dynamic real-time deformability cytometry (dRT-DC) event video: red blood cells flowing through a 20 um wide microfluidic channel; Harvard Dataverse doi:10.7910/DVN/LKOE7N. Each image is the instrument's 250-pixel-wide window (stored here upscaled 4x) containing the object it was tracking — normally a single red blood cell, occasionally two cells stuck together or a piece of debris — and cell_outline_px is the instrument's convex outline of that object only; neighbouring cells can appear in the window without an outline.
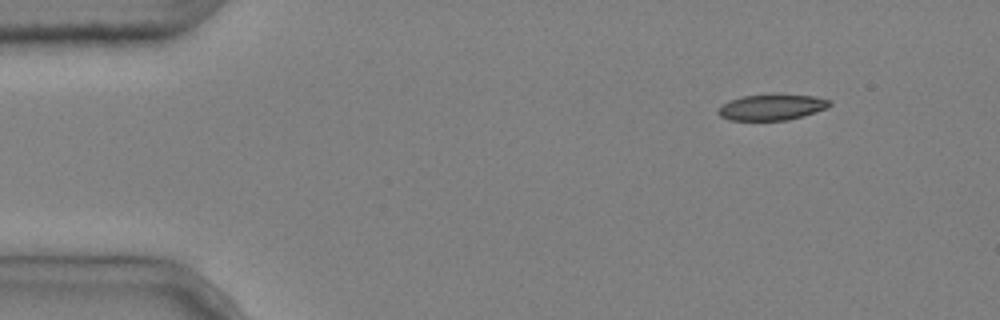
{"species": "common noctule bat (a hibernating species)", "species_latin": "Nyctalus noctula", "temperature_condition": "cold", "stored_images_in_passage": 2, "camera_frame_rate_fps": 3000, "um_per_image_px": 0.085, "animal": {"sex": "male", "body_mass_g": 20.4}, "frame": {"image": 1, "passage_image": 1, "time_ms": 0.0, "image_size_px": [1000, 320], "cell_outline_px": [[832, 104], [828, 108], [804, 116], [788, 120], [728, 120], [720, 116], [716, 112], [720, 104], [728, 100], [740, 96], [816, 96], [832, 100]], "centroid_in_image_um": [65.58, 9.14], "position_along_channel_um": 19.4, "area_um2": 16.7}}